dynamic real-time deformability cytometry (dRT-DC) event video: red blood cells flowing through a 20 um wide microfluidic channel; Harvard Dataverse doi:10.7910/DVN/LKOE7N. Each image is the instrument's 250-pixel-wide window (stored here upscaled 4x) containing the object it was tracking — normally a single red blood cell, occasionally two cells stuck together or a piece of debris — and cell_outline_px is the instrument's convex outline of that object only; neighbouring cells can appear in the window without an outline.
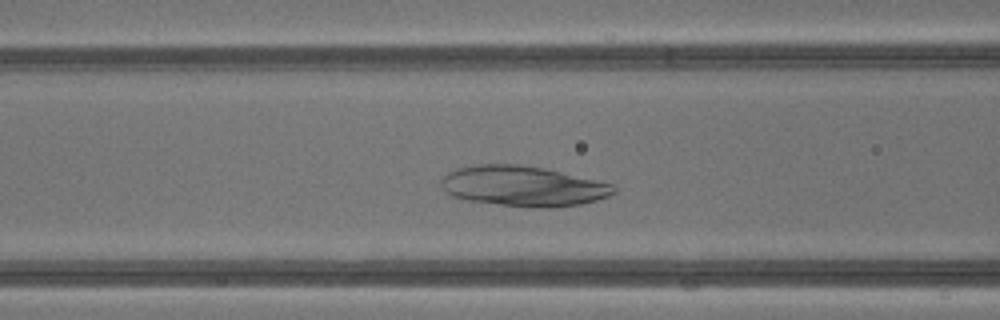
{"species": "common noctule bat (a hibernating species)", "species_latin": "Nyctalus noctula", "temperature_condition": "warm", "stored_images_in_passage": 37, "camera_frame_rate_fps": 3000, "um_per_image_px": 0.085, "animal": {"sex": "male", "body_mass_g": 13.3}, "frame": {"image": 1, "passage_image": 12, "time_ms": 3.667, "image_size_px": [1000, 320], "cell_outline_px": [[616, 192], [608, 196], [596, 200], [580, 204], [556, 208], [536, 208], [500, 204], [468, 200], [452, 196], [440, 184], [444, 176], [448, 172], [456, 168], [476, 164], [520, 164], [544, 168], [612, 184], [616, 188]], "centroid_in_image_um": [44.46, 15.82], "position_along_channel_um": 122.1, "area_um2": 40.34}}
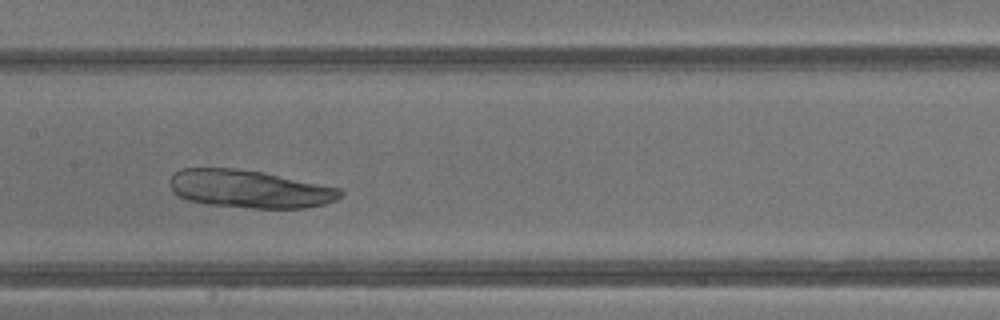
{"frame": {"image": 2, "passage_image": 16, "time_ms": 5.0, "image_size_px": [1000, 320], "cell_outline_px": [[344, 192], [336, 200], [324, 204], [304, 208], [252, 208], [208, 204], [188, 200], [172, 192], [172, 176], [180, 168], [236, 168], [264, 172], [340, 188]], "centroid_in_image_um": [21.24, 16.06], "position_along_channel_um": 186.2, "area_um2": 37.45}}
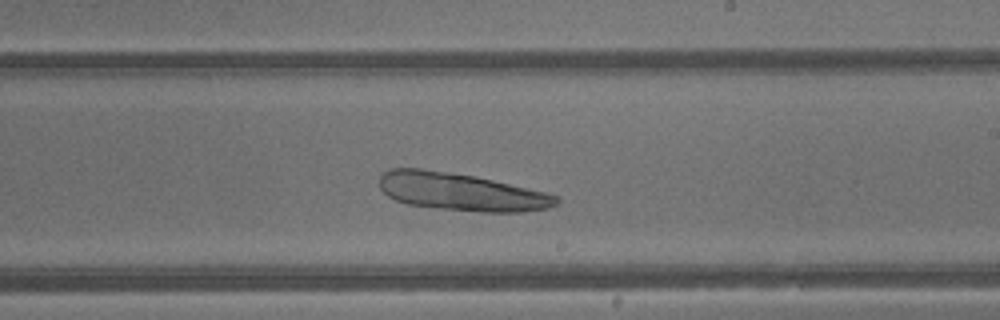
{"frame": {"image": 3, "passage_image": 20, "time_ms": 6.333, "image_size_px": [1000, 320], "cell_outline_px": [[560, 204], [548, 208], [524, 212], [480, 212], [440, 208], [408, 204], [396, 200], [388, 196], [380, 188], [380, 176], [384, 172], [392, 168], [420, 168], [472, 176], [492, 180], [544, 192], [560, 196]], "centroid_in_image_um": [39.22, 16.32], "position_along_channel_um": 249.8, "area_um2": 38.55}}